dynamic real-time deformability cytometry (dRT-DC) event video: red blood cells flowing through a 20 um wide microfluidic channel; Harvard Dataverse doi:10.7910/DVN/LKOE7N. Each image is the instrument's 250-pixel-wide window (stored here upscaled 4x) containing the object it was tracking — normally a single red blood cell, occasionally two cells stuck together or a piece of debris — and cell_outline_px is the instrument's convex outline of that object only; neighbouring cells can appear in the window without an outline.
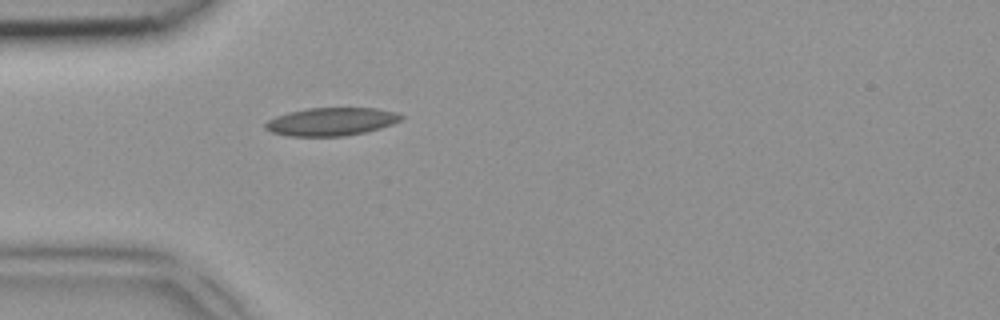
{"species": "common noctule bat (a hibernating species)", "species_latin": "Nyctalus noctula", "temperature_condition": "room temperature", "stored_images_in_passage": 35, "camera_frame_rate_fps": 3000, "um_per_image_px": 0.085, "animal": {"sex": "female", "body_mass_g": 18.4}, "frame": {"image": 1, "passage_image": 2, "time_ms": 0.333, "image_size_px": [1000, 320], "cell_outline_px": [[404, 116], [400, 120], [392, 124], [380, 128], [364, 132], [344, 136], [288, 136], [272, 132], [264, 128], [264, 124], [268, 120], [276, 116], [288, 112], [308, 108], [376, 108], [396, 112]], "centroid_in_image_um": [28.14, 10.33], "position_along_channel_um": 56.9, "area_um2": 22.14}}
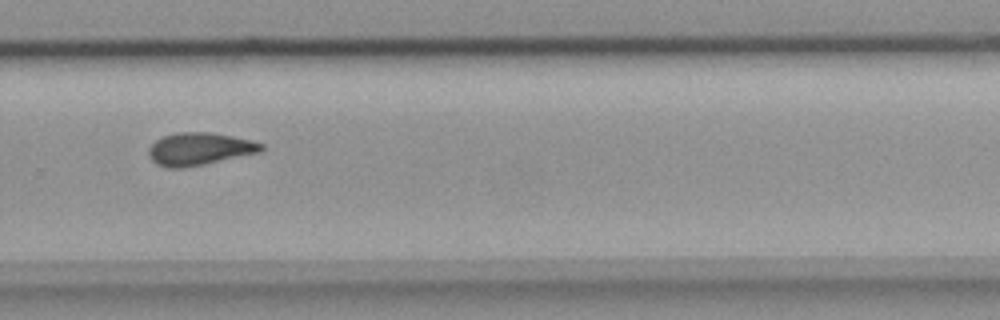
{"frame": {"image": 2, "passage_image": 20, "time_ms": 6.333, "image_size_px": [1000, 320], "cell_outline_px": [[264, 148], [260, 152], [204, 164], [184, 168], [168, 168], [156, 164], [152, 160], [148, 152], [148, 148], [156, 140], [164, 136], [180, 132], [208, 132], [232, 136], [252, 140], [264, 144]], "centroid_in_image_um": [16.95, 12.66], "position_along_channel_um": 312.8, "area_um2": 21.27}}
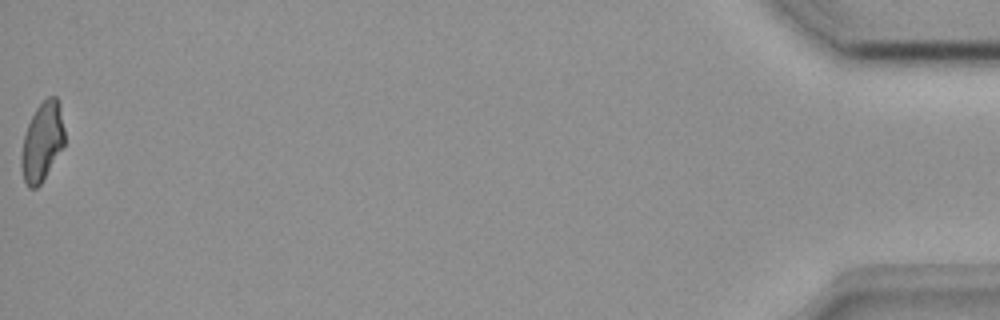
{"frame": {"image": 3, "passage_image": 35, "time_ms": 11.333, "image_size_px": [1000, 320], "cell_outline_px": [[64, 144], [40, 184], [36, 188], [28, 188], [24, 180], [20, 164], [20, 156], [24, 136], [28, 124], [36, 108], [48, 96], [56, 96], [60, 104], [64, 128]], "centroid_in_image_um": [3.57, 12.03], "position_along_channel_um": 431.6, "area_um2": 19.65}}